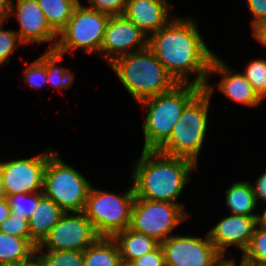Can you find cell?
Wrapping results in <instances>:
<instances>
[{"label": "cell", "mask_w": 266, "mask_h": 266, "mask_svg": "<svg viewBox=\"0 0 266 266\" xmlns=\"http://www.w3.org/2000/svg\"><path fill=\"white\" fill-rule=\"evenodd\" d=\"M192 18L174 16L163 28L148 37V48L178 84L197 85L204 89L214 58ZM195 74L188 81L189 74Z\"/></svg>", "instance_id": "6da1fadb"}, {"label": "cell", "mask_w": 266, "mask_h": 266, "mask_svg": "<svg viewBox=\"0 0 266 266\" xmlns=\"http://www.w3.org/2000/svg\"><path fill=\"white\" fill-rule=\"evenodd\" d=\"M132 173L136 198L179 204L177 199L197 164L184 157L168 156L157 150H142Z\"/></svg>", "instance_id": "7a4b0ae2"}, {"label": "cell", "mask_w": 266, "mask_h": 266, "mask_svg": "<svg viewBox=\"0 0 266 266\" xmlns=\"http://www.w3.org/2000/svg\"><path fill=\"white\" fill-rule=\"evenodd\" d=\"M110 65L137 103L168 92L178 84L148 47L121 56Z\"/></svg>", "instance_id": "3957f363"}, {"label": "cell", "mask_w": 266, "mask_h": 266, "mask_svg": "<svg viewBox=\"0 0 266 266\" xmlns=\"http://www.w3.org/2000/svg\"><path fill=\"white\" fill-rule=\"evenodd\" d=\"M202 89L191 83L177 84L168 92L139 102L148 110L143 124L142 150H158L169 139L184 108Z\"/></svg>", "instance_id": "277c9868"}, {"label": "cell", "mask_w": 266, "mask_h": 266, "mask_svg": "<svg viewBox=\"0 0 266 266\" xmlns=\"http://www.w3.org/2000/svg\"><path fill=\"white\" fill-rule=\"evenodd\" d=\"M213 90V85L206 84L186 105L169 139L157 151L168 156L188 158L198 164L208 129V110Z\"/></svg>", "instance_id": "5b68a950"}, {"label": "cell", "mask_w": 266, "mask_h": 266, "mask_svg": "<svg viewBox=\"0 0 266 266\" xmlns=\"http://www.w3.org/2000/svg\"><path fill=\"white\" fill-rule=\"evenodd\" d=\"M57 154L53 152L47 159L42 192L65 212H83L92 185Z\"/></svg>", "instance_id": "8992f818"}, {"label": "cell", "mask_w": 266, "mask_h": 266, "mask_svg": "<svg viewBox=\"0 0 266 266\" xmlns=\"http://www.w3.org/2000/svg\"><path fill=\"white\" fill-rule=\"evenodd\" d=\"M135 198L133 185L123 195L92 186L83 213L100 237H113L129 227Z\"/></svg>", "instance_id": "52a82bcc"}, {"label": "cell", "mask_w": 266, "mask_h": 266, "mask_svg": "<svg viewBox=\"0 0 266 266\" xmlns=\"http://www.w3.org/2000/svg\"><path fill=\"white\" fill-rule=\"evenodd\" d=\"M81 3L74 8L67 25L58 33L55 50L63 55L76 49L100 54L110 15L85 7Z\"/></svg>", "instance_id": "ba28073f"}, {"label": "cell", "mask_w": 266, "mask_h": 266, "mask_svg": "<svg viewBox=\"0 0 266 266\" xmlns=\"http://www.w3.org/2000/svg\"><path fill=\"white\" fill-rule=\"evenodd\" d=\"M189 217L182 204L135 198L129 228L162 243Z\"/></svg>", "instance_id": "9c48e42d"}, {"label": "cell", "mask_w": 266, "mask_h": 266, "mask_svg": "<svg viewBox=\"0 0 266 266\" xmlns=\"http://www.w3.org/2000/svg\"><path fill=\"white\" fill-rule=\"evenodd\" d=\"M100 236L83 212H66L52 227L48 236L36 251L75 250L84 251Z\"/></svg>", "instance_id": "30bf717a"}, {"label": "cell", "mask_w": 266, "mask_h": 266, "mask_svg": "<svg viewBox=\"0 0 266 266\" xmlns=\"http://www.w3.org/2000/svg\"><path fill=\"white\" fill-rule=\"evenodd\" d=\"M160 246L166 266H221L225 260L207 233L204 239L192 235H173Z\"/></svg>", "instance_id": "8fae6325"}, {"label": "cell", "mask_w": 266, "mask_h": 266, "mask_svg": "<svg viewBox=\"0 0 266 266\" xmlns=\"http://www.w3.org/2000/svg\"><path fill=\"white\" fill-rule=\"evenodd\" d=\"M52 150L31 158L0 163V177L4 196L42 192L43 174Z\"/></svg>", "instance_id": "7c38bea8"}, {"label": "cell", "mask_w": 266, "mask_h": 266, "mask_svg": "<svg viewBox=\"0 0 266 266\" xmlns=\"http://www.w3.org/2000/svg\"><path fill=\"white\" fill-rule=\"evenodd\" d=\"M147 47L148 37L142 30L124 15L110 16L100 50L101 56L108 64L121 56Z\"/></svg>", "instance_id": "4fadbf2b"}, {"label": "cell", "mask_w": 266, "mask_h": 266, "mask_svg": "<svg viewBox=\"0 0 266 266\" xmlns=\"http://www.w3.org/2000/svg\"><path fill=\"white\" fill-rule=\"evenodd\" d=\"M13 1L14 0H11L9 16H13L18 19L20 28L17 33L20 40L26 45L34 42H51L50 50H55L58 41V33L49 25L38 1Z\"/></svg>", "instance_id": "5bb4252c"}, {"label": "cell", "mask_w": 266, "mask_h": 266, "mask_svg": "<svg viewBox=\"0 0 266 266\" xmlns=\"http://www.w3.org/2000/svg\"><path fill=\"white\" fill-rule=\"evenodd\" d=\"M258 218L231 214L218 222L207 234L218 253L225 258L226 249L235 245L243 253L248 248Z\"/></svg>", "instance_id": "9a60e30c"}, {"label": "cell", "mask_w": 266, "mask_h": 266, "mask_svg": "<svg viewBox=\"0 0 266 266\" xmlns=\"http://www.w3.org/2000/svg\"><path fill=\"white\" fill-rule=\"evenodd\" d=\"M169 3L167 0H128L123 15L149 37L175 16L170 15L172 5Z\"/></svg>", "instance_id": "2e32d148"}, {"label": "cell", "mask_w": 266, "mask_h": 266, "mask_svg": "<svg viewBox=\"0 0 266 266\" xmlns=\"http://www.w3.org/2000/svg\"><path fill=\"white\" fill-rule=\"evenodd\" d=\"M218 73L222 75L218 83V90L232 101L244 104L247 107H258L262 105V99L254 91L251 83L240 72L231 70L220 58L214 56L209 75Z\"/></svg>", "instance_id": "e0dca14e"}, {"label": "cell", "mask_w": 266, "mask_h": 266, "mask_svg": "<svg viewBox=\"0 0 266 266\" xmlns=\"http://www.w3.org/2000/svg\"><path fill=\"white\" fill-rule=\"evenodd\" d=\"M66 212L44 194L29 219L31 244L37 248Z\"/></svg>", "instance_id": "ac0fdd59"}, {"label": "cell", "mask_w": 266, "mask_h": 266, "mask_svg": "<svg viewBox=\"0 0 266 266\" xmlns=\"http://www.w3.org/2000/svg\"><path fill=\"white\" fill-rule=\"evenodd\" d=\"M119 249L121 260L132 262L155 250L160 243L154 238L127 227L112 237Z\"/></svg>", "instance_id": "d6986e66"}, {"label": "cell", "mask_w": 266, "mask_h": 266, "mask_svg": "<svg viewBox=\"0 0 266 266\" xmlns=\"http://www.w3.org/2000/svg\"><path fill=\"white\" fill-rule=\"evenodd\" d=\"M225 202L232 214L258 218L254 210L257 206L252 183L249 181L234 182L226 191Z\"/></svg>", "instance_id": "ffe728a7"}, {"label": "cell", "mask_w": 266, "mask_h": 266, "mask_svg": "<svg viewBox=\"0 0 266 266\" xmlns=\"http://www.w3.org/2000/svg\"><path fill=\"white\" fill-rule=\"evenodd\" d=\"M118 246L112 237H99L83 251V266H120Z\"/></svg>", "instance_id": "44dd1931"}, {"label": "cell", "mask_w": 266, "mask_h": 266, "mask_svg": "<svg viewBox=\"0 0 266 266\" xmlns=\"http://www.w3.org/2000/svg\"><path fill=\"white\" fill-rule=\"evenodd\" d=\"M36 248L26 239L0 232V265L28 260Z\"/></svg>", "instance_id": "7402d4cb"}, {"label": "cell", "mask_w": 266, "mask_h": 266, "mask_svg": "<svg viewBox=\"0 0 266 266\" xmlns=\"http://www.w3.org/2000/svg\"><path fill=\"white\" fill-rule=\"evenodd\" d=\"M49 25L59 33L70 20L74 8L79 4L76 0H37Z\"/></svg>", "instance_id": "603a6c76"}, {"label": "cell", "mask_w": 266, "mask_h": 266, "mask_svg": "<svg viewBox=\"0 0 266 266\" xmlns=\"http://www.w3.org/2000/svg\"><path fill=\"white\" fill-rule=\"evenodd\" d=\"M64 55L56 50H47L39 58L46 64L47 83L58 89H67L75 79L73 73L64 67L56 66V63Z\"/></svg>", "instance_id": "cb8c5ba5"}, {"label": "cell", "mask_w": 266, "mask_h": 266, "mask_svg": "<svg viewBox=\"0 0 266 266\" xmlns=\"http://www.w3.org/2000/svg\"><path fill=\"white\" fill-rule=\"evenodd\" d=\"M259 227V228H258ZM248 266H266V228L258 225L255 228L250 244L240 260Z\"/></svg>", "instance_id": "d4e9b609"}, {"label": "cell", "mask_w": 266, "mask_h": 266, "mask_svg": "<svg viewBox=\"0 0 266 266\" xmlns=\"http://www.w3.org/2000/svg\"><path fill=\"white\" fill-rule=\"evenodd\" d=\"M44 254L41 251L40 257L43 259L46 266H83V251L75 250H45Z\"/></svg>", "instance_id": "484cf974"}, {"label": "cell", "mask_w": 266, "mask_h": 266, "mask_svg": "<svg viewBox=\"0 0 266 266\" xmlns=\"http://www.w3.org/2000/svg\"><path fill=\"white\" fill-rule=\"evenodd\" d=\"M43 195V192L25 193V194H13L6 198L8 199L11 215L25 216L28 220L32 213L37 208L39 199Z\"/></svg>", "instance_id": "4316f807"}, {"label": "cell", "mask_w": 266, "mask_h": 266, "mask_svg": "<svg viewBox=\"0 0 266 266\" xmlns=\"http://www.w3.org/2000/svg\"><path fill=\"white\" fill-rule=\"evenodd\" d=\"M243 75L251 83L254 91L263 100L266 98V60H252L244 70Z\"/></svg>", "instance_id": "83f0119b"}, {"label": "cell", "mask_w": 266, "mask_h": 266, "mask_svg": "<svg viewBox=\"0 0 266 266\" xmlns=\"http://www.w3.org/2000/svg\"><path fill=\"white\" fill-rule=\"evenodd\" d=\"M5 22H0V65L10 62V55L18 46L24 45L15 30L3 29Z\"/></svg>", "instance_id": "f1b7e54d"}, {"label": "cell", "mask_w": 266, "mask_h": 266, "mask_svg": "<svg viewBox=\"0 0 266 266\" xmlns=\"http://www.w3.org/2000/svg\"><path fill=\"white\" fill-rule=\"evenodd\" d=\"M0 232L7 235L26 238L31 243L29 220L25 216L10 215L0 224Z\"/></svg>", "instance_id": "f546056e"}, {"label": "cell", "mask_w": 266, "mask_h": 266, "mask_svg": "<svg viewBox=\"0 0 266 266\" xmlns=\"http://www.w3.org/2000/svg\"><path fill=\"white\" fill-rule=\"evenodd\" d=\"M27 63L23 72L27 86L35 89L45 86L47 84L46 64L40 58L30 64Z\"/></svg>", "instance_id": "4dcf8cb0"}, {"label": "cell", "mask_w": 266, "mask_h": 266, "mask_svg": "<svg viewBox=\"0 0 266 266\" xmlns=\"http://www.w3.org/2000/svg\"><path fill=\"white\" fill-rule=\"evenodd\" d=\"M90 9L109 14L110 16L123 15L128 0H88Z\"/></svg>", "instance_id": "1f68e13d"}, {"label": "cell", "mask_w": 266, "mask_h": 266, "mask_svg": "<svg viewBox=\"0 0 266 266\" xmlns=\"http://www.w3.org/2000/svg\"><path fill=\"white\" fill-rule=\"evenodd\" d=\"M247 5L253 16L251 21L253 31L262 22L266 21V0H247Z\"/></svg>", "instance_id": "d6a6232c"}, {"label": "cell", "mask_w": 266, "mask_h": 266, "mask_svg": "<svg viewBox=\"0 0 266 266\" xmlns=\"http://www.w3.org/2000/svg\"><path fill=\"white\" fill-rule=\"evenodd\" d=\"M136 266H166L164 253L159 245L155 250L132 261Z\"/></svg>", "instance_id": "836d02e7"}, {"label": "cell", "mask_w": 266, "mask_h": 266, "mask_svg": "<svg viewBox=\"0 0 266 266\" xmlns=\"http://www.w3.org/2000/svg\"><path fill=\"white\" fill-rule=\"evenodd\" d=\"M252 189L256 197V201H258V199H262L266 202V170L257 178L255 186L252 185Z\"/></svg>", "instance_id": "e575fe53"}, {"label": "cell", "mask_w": 266, "mask_h": 266, "mask_svg": "<svg viewBox=\"0 0 266 266\" xmlns=\"http://www.w3.org/2000/svg\"><path fill=\"white\" fill-rule=\"evenodd\" d=\"M252 37L262 45L266 46V21L262 22L252 31Z\"/></svg>", "instance_id": "d590c367"}, {"label": "cell", "mask_w": 266, "mask_h": 266, "mask_svg": "<svg viewBox=\"0 0 266 266\" xmlns=\"http://www.w3.org/2000/svg\"><path fill=\"white\" fill-rule=\"evenodd\" d=\"M11 215V209L8 199L3 196L0 198V224Z\"/></svg>", "instance_id": "8d00e7d4"}, {"label": "cell", "mask_w": 266, "mask_h": 266, "mask_svg": "<svg viewBox=\"0 0 266 266\" xmlns=\"http://www.w3.org/2000/svg\"><path fill=\"white\" fill-rule=\"evenodd\" d=\"M11 0H0V22H5L10 16Z\"/></svg>", "instance_id": "74e56055"}, {"label": "cell", "mask_w": 266, "mask_h": 266, "mask_svg": "<svg viewBox=\"0 0 266 266\" xmlns=\"http://www.w3.org/2000/svg\"><path fill=\"white\" fill-rule=\"evenodd\" d=\"M19 266H46L43 259L36 252L28 259L19 263Z\"/></svg>", "instance_id": "f35d334b"}, {"label": "cell", "mask_w": 266, "mask_h": 266, "mask_svg": "<svg viewBox=\"0 0 266 266\" xmlns=\"http://www.w3.org/2000/svg\"><path fill=\"white\" fill-rule=\"evenodd\" d=\"M258 225H261L263 227L266 228V208L264 209V212L262 213V215H258V219H257Z\"/></svg>", "instance_id": "ab89813d"}, {"label": "cell", "mask_w": 266, "mask_h": 266, "mask_svg": "<svg viewBox=\"0 0 266 266\" xmlns=\"http://www.w3.org/2000/svg\"><path fill=\"white\" fill-rule=\"evenodd\" d=\"M221 266H234V259H225Z\"/></svg>", "instance_id": "60d3db41"}, {"label": "cell", "mask_w": 266, "mask_h": 266, "mask_svg": "<svg viewBox=\"0 0 266 266\" xmlns=\"http://www.w3.org/2000/svg\"><path fill=\"white\" fill-rule=\"evenodd\" d=\"M120 266H136L133 262L121 260Z\"/></svg>", "instance_id": "b9f144b4"}, {"label": "cell", "mask_w": 266, "mask_h": 266, "mask_svg": "<svg viewBox=\"0 0 266 266\" xmlns=\"http://www.w3.org/2000/svg\"><path fill=\"white\" fill-rule=\"evenodd\" d=\"M4 196L3 189H2V182L0 177V198Z\"/></svg>", "instance_id": "7bdbcfd3"}, {"label": "cell", "mask_w": 266, "mask_h": 266, "mask_svg": "<svg viewBox=\"0 0 266 266\" xmlns=\"http://www.w3.org/2000/svg\"><path fill=\"white\" fill-rule=\"evenodd\" d=\"M0 266H19V263L1 264Z\"/></svg>", "instance_id": "ee69618b"}, {"label": "cell", "mask_w": 266, "mask_h": 266, "mask_svg": "<svg viewBox=\"0 0 266 266\" xmlns=\"http://www.w3.org/2000/svg\"><path fill=\"white\" fill-rule=\"evenodd\" d=\"M234 266H237L236 263H235V260H234ZM239 266H248V265H246V264L240 262Z\"/></svg>", "instance_id": "f6af8a7d"}]
</instances>
